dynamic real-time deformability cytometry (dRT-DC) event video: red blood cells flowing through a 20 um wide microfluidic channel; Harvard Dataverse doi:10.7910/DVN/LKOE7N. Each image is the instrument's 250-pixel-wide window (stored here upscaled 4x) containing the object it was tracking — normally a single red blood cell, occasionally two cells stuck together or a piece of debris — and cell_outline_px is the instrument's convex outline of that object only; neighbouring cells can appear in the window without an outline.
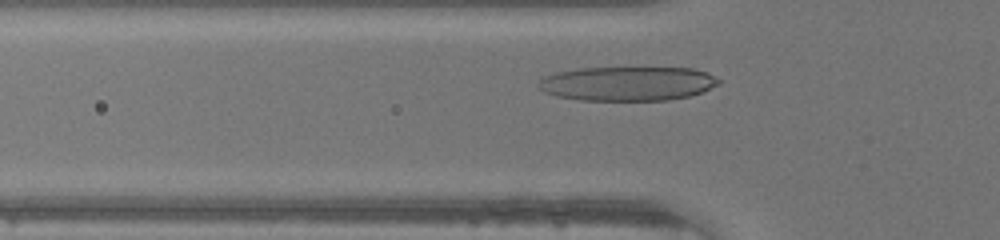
{"species": "human", "species_latin": "Homo sapiens", "temperature_condition": "warm", "stored_images_in_passage": 28, "camera_frame_rate_fps": 3000, "um_per_image_px": 0.085, "donor": {"sex": "male"}, "frame": {"image": 1, "passage_image": 6, "time_ms": 1.667, "image_size_px": [1000, 240], "cell_outline_px": [[720, 84], [700, 92], [688, 96], [668, 100], [580, 100], [556, 96], [544, 92], [536, 88], [536, 84], [544, 76], [556, 72], [576, 68], [692, 68], [704, 72], [720, 80]], "centroid_in_image_um": [53.26, 7.1], "position_along_channel_um": 72.5, "area_um2": 35.95}}
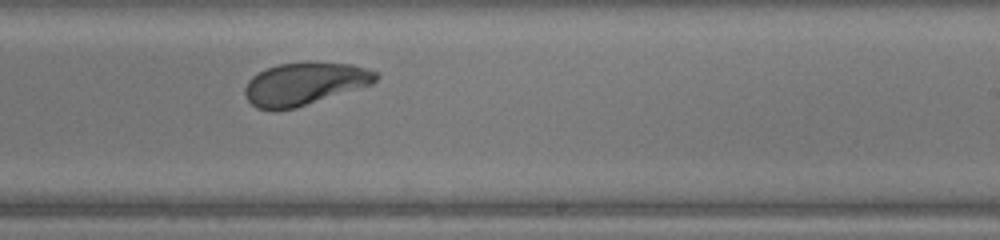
{"frame": {"image": 2, "passage_image": 19, "time_ms": 6.0, "image_size_px": [1000, 240], "cell_outline_px": [[380, 76], [372, 84], [296, 108], [276, 112], [272, 112], [256, 108], [244, 96], [244, 88], [248, 80], [252, 76], [268, 68], [280, 64], [308, 60], [352, 64], [380, 72]], "centroid_in_image_um": [25.88, 7.12], "position_along_channel_um": 263.1, "area_um2": 33.29}}
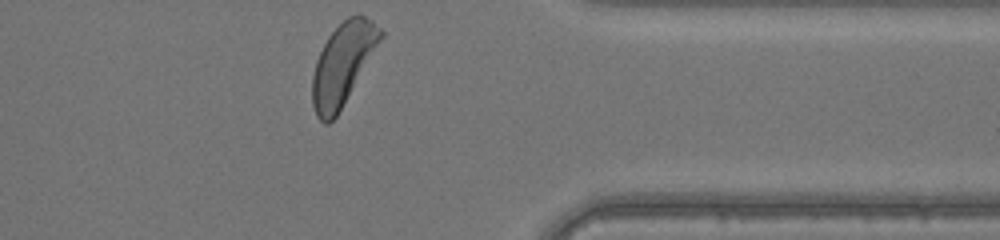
{"frame": {"image": 3, "passage_image": 28, "time_ms": 9.0, "image_size_px": [1000, 240], "cell_outline_px": [[384, 36], [336, 116], [328, 124], [324, 124], [316, 116], [312, 104], [312, 76], [316, 60], [328, 36], [348, 16], [364, 16], [372, 20], [384, 32]], "centroid_in_image_um": [29.12, 5.45], "position_along_channel_um": 382.3, "area_um2": 31.96}}